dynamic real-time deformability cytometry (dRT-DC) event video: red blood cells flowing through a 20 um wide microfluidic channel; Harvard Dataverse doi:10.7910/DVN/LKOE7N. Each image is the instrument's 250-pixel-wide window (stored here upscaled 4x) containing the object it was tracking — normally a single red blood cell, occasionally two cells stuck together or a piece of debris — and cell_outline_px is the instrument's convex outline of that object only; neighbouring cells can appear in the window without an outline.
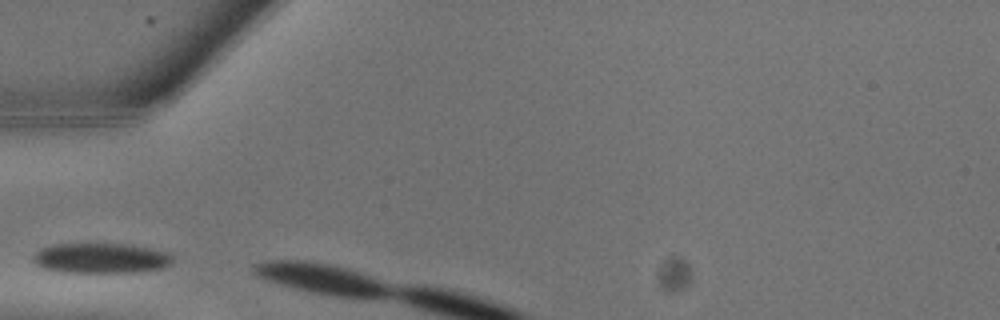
{"species": "common noctule bat (a hibernating species)", "species_latin": "Nyctalus noctula", "temperature_condition": "warm", "stored_images_in_passage": 2, "camera_frame_rate_fps": 3000, "um_per_image_px": 0.085, "animal": {"sex": "male", "body_mass_g": 13.3}, "frame": {"image": 1, "passage_image": 1, "time_ms": 0.0, "image_size_px": [1000, 320], "cell_outline_px": [[172, 260], [164, 268], [140, 272], [60, 272], [40, 268], [32, 260], [32, 256], [36, 252], [52, 244], [128, 244], [148, 248], [164, 252], [172, 256]], "centroid_in_image_um": [8.52, 21.96], "position_along_channel_um": 76.5, "area_um2": 24.45}}